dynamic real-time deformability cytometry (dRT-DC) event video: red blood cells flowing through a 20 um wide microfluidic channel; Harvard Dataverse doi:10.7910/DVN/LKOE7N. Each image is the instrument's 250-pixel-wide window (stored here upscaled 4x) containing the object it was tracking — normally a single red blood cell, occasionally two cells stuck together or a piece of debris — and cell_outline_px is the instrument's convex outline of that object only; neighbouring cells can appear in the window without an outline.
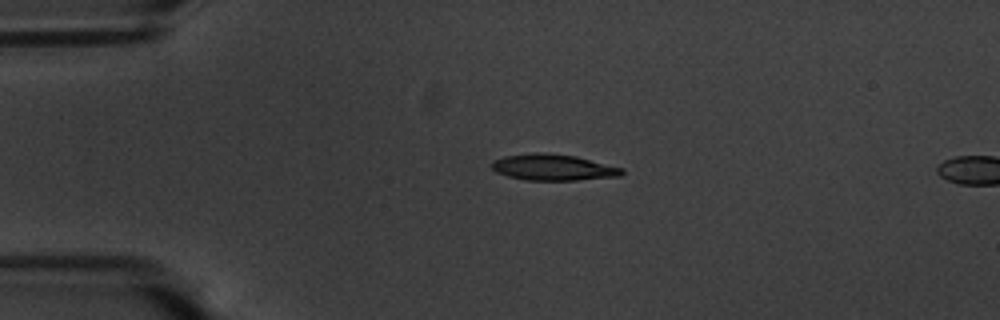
{"species": "common noctule bat (a hibernating species)", "species_latin": "Nyctalus noctula", "temperature_condition": "warm", "stored_images_in_passage": 4, "camera_frame_rate_fps": 3000, "um_per_image_px": 0.085, "animal": {"sex": "male", "body_mass_g": 20.1, "forearm_length_mm": 53.5}, "frame": {"image": 1, "passage_image": 1, "time_ms": 0.0, "image_size_px": [1000, 320], "cell_outline_px": [[624, 172], [620, 176], [576, 180], [528, 180], [508, 176], [496, 172], [492, 168], [492, 160], [504, 156], [532, 152], [540, 152], [576, 156], [624, 168]], "centroid_in_image_um": [47.02, 14.22], "position_along_channel_um": 38.0, "area_um2": 19.88}}